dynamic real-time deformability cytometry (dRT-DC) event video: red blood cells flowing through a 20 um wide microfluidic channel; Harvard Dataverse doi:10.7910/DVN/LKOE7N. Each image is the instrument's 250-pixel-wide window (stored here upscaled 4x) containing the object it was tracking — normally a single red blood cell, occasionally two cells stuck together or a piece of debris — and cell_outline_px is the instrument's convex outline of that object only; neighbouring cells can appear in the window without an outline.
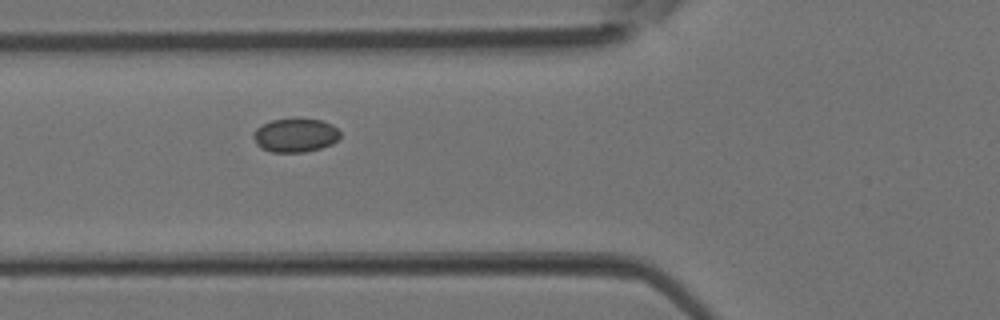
{"species": "Egyptian fruit bat (a non-hibernating species)", "species_latin": "Rousettus aegyptiacus", "temperature_condition": "room temperature", "stored_images_in_passage": 3, "camera_frame_rate_fps": 3000, "um_per_image_px": 0.085, "animal": {"sex": "female"}, "frame": {"image": 1, "passage_image": 2, "time_ms": 0.333, "image_size_px": [1000, 320], "cell_outline_px": [[340, 136], [332, 144], [320, 148], [304, 152], [272, 152], [260, 148], [256, 144], [252, 136], [252, 132], [256, 128], [272, 120], [320, 120], [332, 124], [340, 132]], "centroid_in_image_um": [25.07, 11.52], "position_along_channel_um": 100.7, "area_um2": 16.82}}
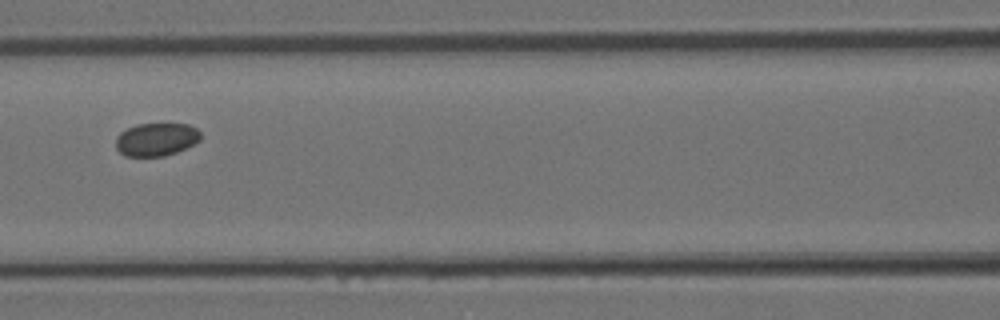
{"frame": {"image": 2, "passage_image": 3, "time_ms": 0.667, "image_size_px": [1000, 320], "cell_outline_px": [[200, 140], [176, 152], [164, 156], [124, 156], [116, 148], [116, 136], [120, 132], [136, 124], [188, 124], [196, 128], [200, 132]], "centroid_in_image_um": [13.25, 11.85], "position_along_channel_um": 153.3, "area_um2": 16.24}}